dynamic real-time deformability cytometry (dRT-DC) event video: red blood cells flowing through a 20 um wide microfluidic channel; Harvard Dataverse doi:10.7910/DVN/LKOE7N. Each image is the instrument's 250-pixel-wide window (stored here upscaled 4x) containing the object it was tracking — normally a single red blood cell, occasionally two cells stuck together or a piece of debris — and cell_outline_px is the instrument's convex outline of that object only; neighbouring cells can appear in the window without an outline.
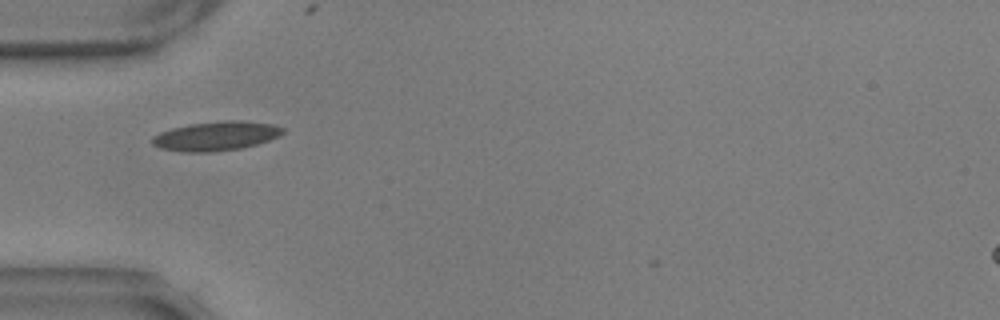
{"species": "common noctule bat (a hibernating species)", "species_latin": "Nyctalus noctula", "temperature_condition": "warm", "stored_images_in_passage": 37, "camera_frame_rate_fps": 3000, "um_per_image_px": 0.085, "animal": {"sex": "male", "body_mass_g": 17.9, "forearm_length_mm": 54.2}, "frame": {"image": 1, "passage_image": 1, "time_ms": 0.0, "image_size_px": [1000, 320], "cell_outline_px": [[284, 132], [280, 136], [244, 148], [216, 152], [180, 152], [160, 148], [152, 144], [152, 136], [160, 132], [172, 128], [188, 124], [224, 120], [240, 120], [272, 124], [284, 128]], "centroid_in_image_um": [18.35, 11.57], "position_along_channel_um": 66.6, "area_um2": 22.48}}
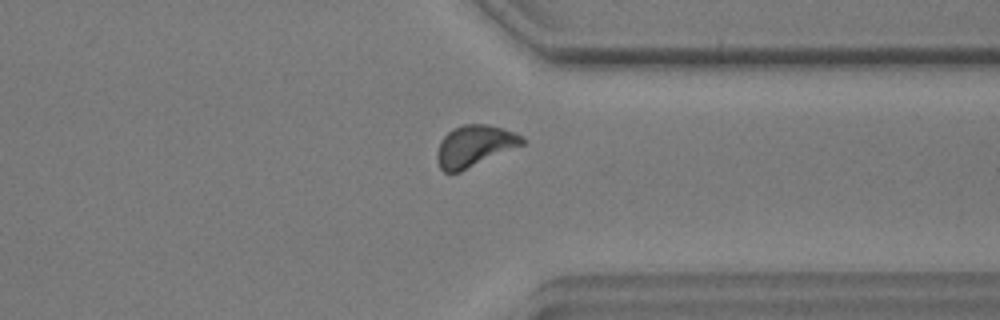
{"frame": {"image": 2, "passage_image": 27, "time_ms": 8.667, "image_size_px": [1000, 320], "cell_outline_px": [[524, 144], [460, 172], [444, 172], [440, 168], [436, 160], [436, 152], [440, 140], [452, 128], [464, 124], [488, 124], [504, 128], [520, 136], [524, 140]], "centroid_in_image_um": [40.28, 12.4], "position_along_channel_um": 371.1, "area_um2": 20.52}}
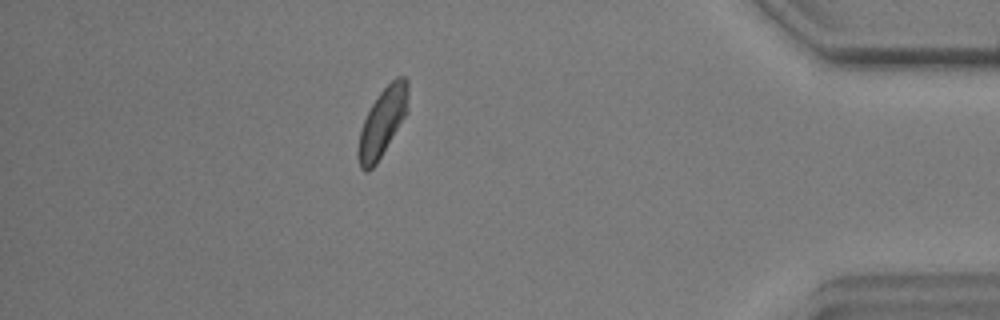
{"frame": {"image": 3, "passage_image": 33, "time_ms": 10.667, "image_size_px": [1000, 320], "cell_outline_px": [[408, 112], [376, 164], [368, 172], [364, 172], [360, 168], [356, 156], [356, 152], [360, 132], [364, 120], [372, 104], [380, 92], [396, 76], [404, 76], [408, 80]], "centroid_in_image_um": [32.5, 10.41], "position_along_channel_um": 402.7, "area_um2": 19.94}, "authors_computed_cell_mechanics": {"area_um2": 20.3456, "velocity_mm_per_s": 3.5288, "shape_relaxation_time_tau1_ms": 3.5944, "shape_relaxation_time_tau2_ms": 1.5664, "deformation_change_tau1": 0.0979, "deformation_change_tau2": 0.0547}}